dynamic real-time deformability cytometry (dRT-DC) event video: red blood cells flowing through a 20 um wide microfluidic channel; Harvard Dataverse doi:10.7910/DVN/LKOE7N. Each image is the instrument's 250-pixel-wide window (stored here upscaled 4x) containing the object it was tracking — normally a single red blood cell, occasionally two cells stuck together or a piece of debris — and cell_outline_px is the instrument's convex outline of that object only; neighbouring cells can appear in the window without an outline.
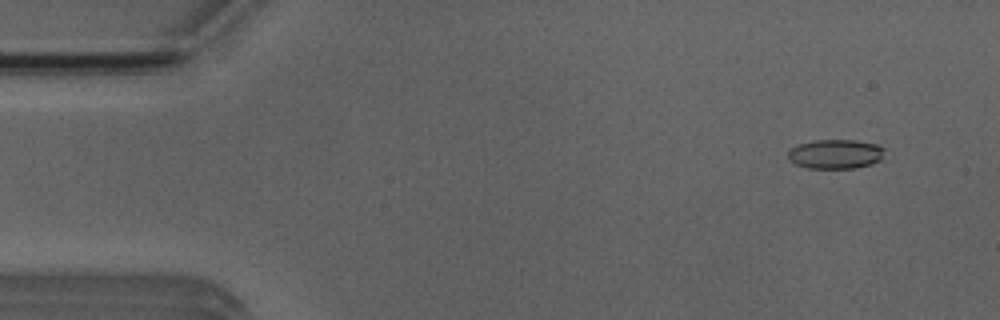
{"species": "Egyptian fruit bat (a non-hibernating species)", "species_latin": "Rousettus aegyptiacus", "temperature_condition": "room temperature", "stored_images_in_passage": 51, "camera_frame_rate_fps": 3000, "um_per_image_px": 0.085, "animal": {"sex": "male"}, "frame": {"image": 1, "passage_image": 3, "time_ms": 0.667, "image_size_px": [1000, 320], "cell_outline_px": [[884, 148], [880, 160], [872, 164], [856, 168], [808, 168], [796, 164], [788, 156], [788, 152], [792, 148], [800, 144], [816, 140], [856, 140], [880, 144]], "centroid_in_image_um": [71.07, 13.09], "position_along_channel_um": 13.9, "area_um2": 16.42}}
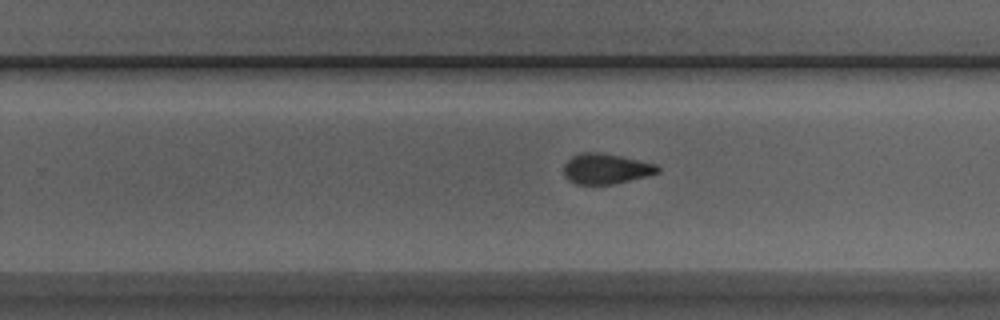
{"frame": {"image": 2, "passage_image": 31, "time_ms": 10.0, "image_size_px": [1000, 320], "cell_outline_px": [[660, 172], [648, 176], [612, 184], [576, 184], [568, 180], [564, 176], [564, 164], [572, 156], [580, 152], [600, 152], [620, 156], [656, 164], [660, 168]], "centroid_in_image_um": [51.49, 14.34], "position_along_channel_um": 278.3, "area_um2": 16.65}}
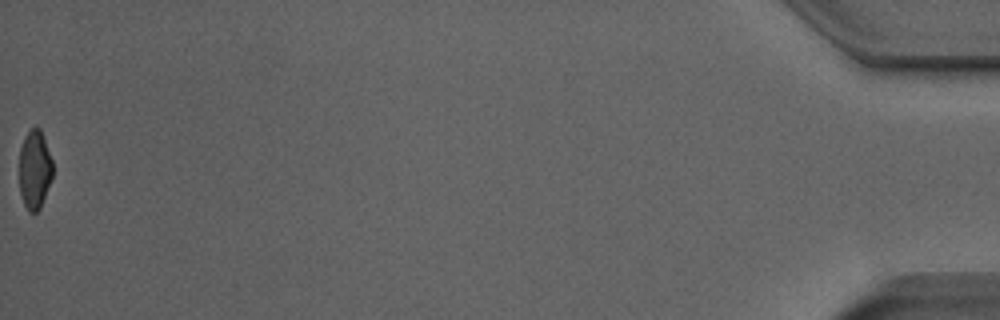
{"frame": {"image": 3, "passage_image": 51, "time_ms": 16.667, "image_size_px": [1000, 320], "cell_outline_px": [[52, 176], [40, 208], [36, 212], [28, 212], [24, 204], [20, 192], [20, 148], [24, 136], [36, 124], [40, 128], [52, 160]], "centroid_in_image_um": [2.94, 14.39], "position_along_channel_um": 432.3, "area_um2": 15.2}, "authors_computed_cell_mechanics": {"area_um2": 16.8198, "velocity_mm_per_s": 3.9438, "shape_relaxation_time_tau1_ms": null, "shape_relaxation_time_tau2_ms": 2.6864, "deformation_change_tau1": null, "deformation_change_tau2": 0.0827}}